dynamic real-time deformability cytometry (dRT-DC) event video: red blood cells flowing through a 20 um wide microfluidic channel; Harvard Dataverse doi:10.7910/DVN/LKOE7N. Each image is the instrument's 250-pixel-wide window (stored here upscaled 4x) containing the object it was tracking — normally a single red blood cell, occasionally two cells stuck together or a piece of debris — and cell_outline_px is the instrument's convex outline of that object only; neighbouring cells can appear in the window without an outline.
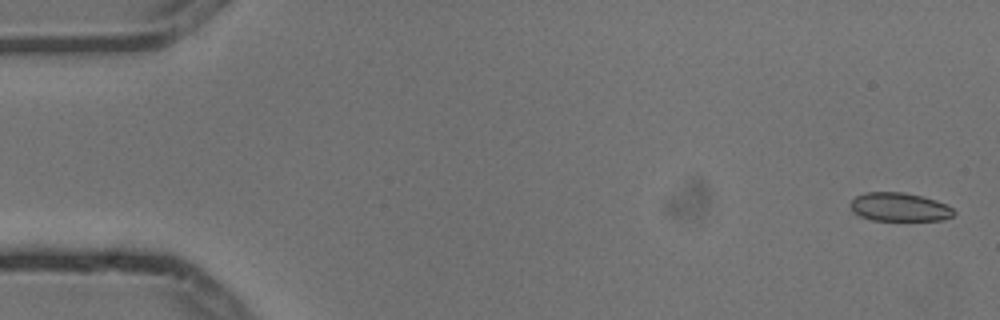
{"species": "common noctule bat (a hibernating species)", "species_latin": "Nyctalus noctula", "temperature_condition": "cold", "stored_images_in_passage": 5, "camera_frame_rate_fps": 3000, "um_per_image_px": 0.085, "animal": {"sex": "male", "body_mass_g": 13.3}, "frame": {"image": 1, "passage_image": 1, "time_ms": 0.0, "image_size_px": [1000, 320], "cell_outline_px": [[956, 212], [952, 216], [944, 220], [872, 220], [860, 216], [852, 212], [848, 204], [856, 196], [868, 192], [900, 192], [920, 196], [936, 200], [948, 204]], "centroid_in_image_um": [76.44, 17.6], "position_along_channel_um": 8.6, "area_um2": 17.28}}
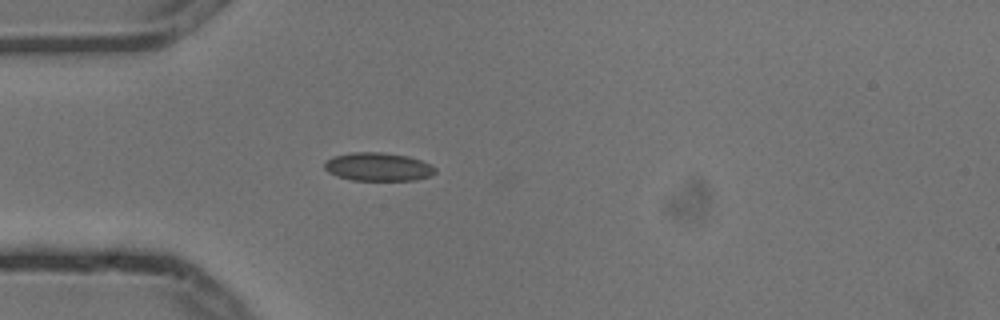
{"frame": {"image": 2, "passage_image": 5, "time_ms": 1.333, "image_size_px": [1000, 320], "cell_outline_px": [[436, 172], [432, 176], [416, 180], [352, 180], [336, 176], [328, 172], [324, 168], [324, 164], [332, 156], [352, 152], [380, 152], [408, 156], [432, 164], [436, 168]], "centroid_in_image_um": [32.16, 14.18], "position_along_channel_um": 52.8, "area_um2": 18.44}}